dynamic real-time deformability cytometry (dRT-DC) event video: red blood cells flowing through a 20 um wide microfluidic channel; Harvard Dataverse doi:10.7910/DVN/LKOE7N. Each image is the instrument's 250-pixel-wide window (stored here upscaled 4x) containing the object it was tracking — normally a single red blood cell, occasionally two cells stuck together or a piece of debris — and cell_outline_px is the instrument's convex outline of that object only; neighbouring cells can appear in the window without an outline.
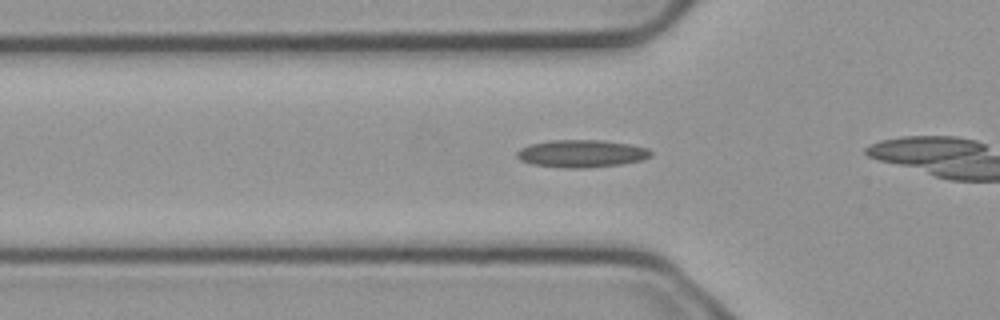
{"species": "common noctule bat (a hibernating species)", "species_latin": "Nyctalus noctula", "temperature_condition": "cold", "stored_images_in_passage": 12, "camera_frame_rate_fps": 3000, "um_per_image_px": 0.085, "animal": {"sex": "male", "body_mass_g": 23.1, "forearm_length_mm": 52.7}, "frame": {"image": 1, "passage_image": 6, "time_ms": 1.667, "image_size_px": [1000, 320], "cell_outline_px": [[652, 156], [640, 160], [620, 164], [588, 168], [564, 168], [532, 164], [520, 160], [516, 156], [516, 152], [520, 148], [528, 144], [552, 140], [604, 140], [632, 144], [648, 148], [652, 152]], "centroid_in_image_um": [49.42, 13.05], "position_along_channel_um": 76.4, "area_um2": 21.68}}
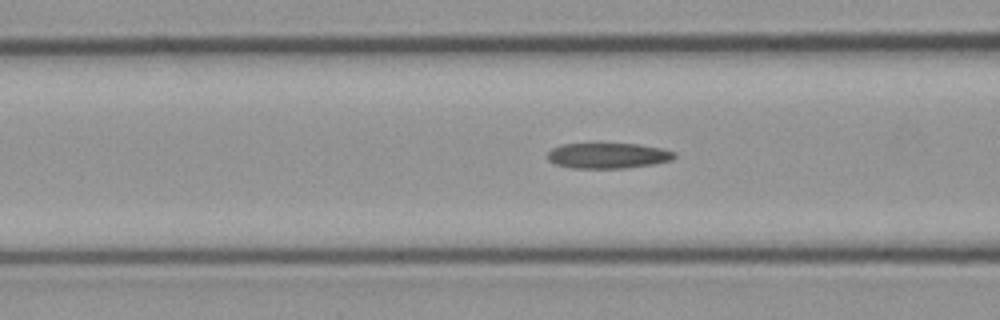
{"frame": {"image": 2, "passage_image": 9, "time_ms": 2.667, "image_size_px": [1000, 320], "cell_outline_px": [[676, 156], [672, 160], [652, 164], [624, 168], [572, 168], [556, 164], [548, 160], [548, 152], [552, 148], [560, 144], [596, 140], [600, 140], [640, 144], [664, 148], [676, 152]], "centroid_in_image_um": [51.66, 13.16], "position_along_channel_um": 114.9, "area_um2": 20.11}}